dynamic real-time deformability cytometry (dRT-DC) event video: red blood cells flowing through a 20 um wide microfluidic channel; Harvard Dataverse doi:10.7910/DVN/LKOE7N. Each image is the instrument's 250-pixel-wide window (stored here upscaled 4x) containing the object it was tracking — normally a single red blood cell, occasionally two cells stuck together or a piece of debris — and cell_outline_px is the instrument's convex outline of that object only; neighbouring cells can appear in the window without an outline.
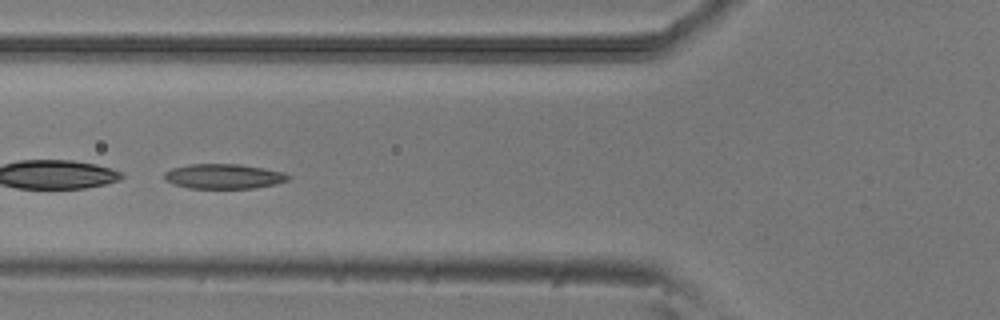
{"species": "common noctule bat (a hibernating species)", "species_latin": "Nyctalus noctula", "temperature_condition": "room temperature", "stored_images_in_passage": 38, "camera_frame_rate_fps": 3000, "um_per_image_px": 0.085, "animal": {"sex": "male", "body_mass_g": 20.5, "forearm_length_mm": 52.5}, "frame": {"image": 1, "passage_image": 6, "time_ms": 1.667, "image_size_px": [1000, 320], "cell_outline_px": [[292, 176], [288, 180], [276, 184], [252, 188], [188, 188], [172, 184], [164, 180], [164, 172], [172, 168], [192, 164], [240, 164], [264, 168], [284, 172]], "centroid_in_image_um": [19.01, 14.99], "position_along_channel_um": 106.8, "area_um2": 18.03}}
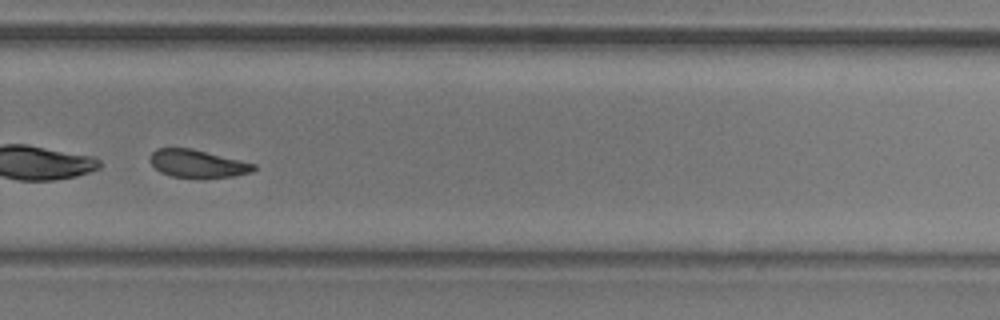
{"frame": {"image": 2, "passage_image": 22, "time_ms": 7.0, "image_size_px": [1000, 320], "cell_outline_px": [[256, 168], [252, 172], [232, 176], [172, 176], [160, 172], [148, 160], [148, 156], [156, 148], [192, 148], [256, 164]], "centroid_in_image_um": [16.75, 13.87], "position_along_channel_um": 313.1, "area_um2": 16.42}, "authors_computed_cell_mechanics": {"area_um2": 18.2359, "velocity_mm_per_s": 3.8729, "shape_relaxation_time_tau1_ms": 5.4346, "shape_relaxation_time_tau2_ms": 4.5727, "deformation_change_tau1": 0.1247, "deformation_change_tau2": 0.1034}}